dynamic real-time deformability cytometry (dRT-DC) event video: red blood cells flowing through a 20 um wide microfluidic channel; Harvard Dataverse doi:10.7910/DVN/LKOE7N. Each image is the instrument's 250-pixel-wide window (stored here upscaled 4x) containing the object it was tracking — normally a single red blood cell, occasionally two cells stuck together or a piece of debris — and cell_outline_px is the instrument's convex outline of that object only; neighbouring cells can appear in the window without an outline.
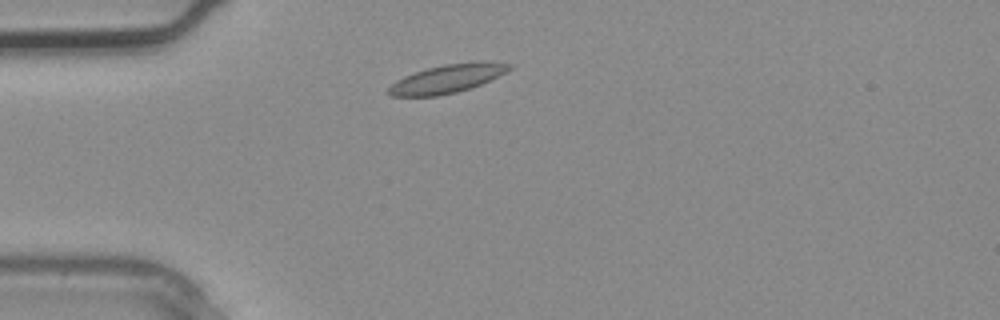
{"species": "common noctule bat (a hibernating species)", "species_latin": "Nyctalus noctula", "temperature_condition": "warm", "stored_images_in_passage": 1, "camera_frame_rate_fps": 3000, "um_per_image_px": 0.085, "animal": {"sex": "male", "body_mass_g": 20.4}, "frame": {"image": 1, "passage_image": 1, "time_ms": 0.0, "image_size_px": [1000, 320], "cell_outline_px": [[512, 68], [480, 84], [456, 92], [436, 96], [392, 96], [384, 92], [396, 80], [404, 76], [428, 68], [444, 64], [476, 60], [484, 60], [512, 64]], "centroid_in_image_um": [37.99, 6.67], "position_along_channel_um": 47.0, "area_um2": 19.94}}